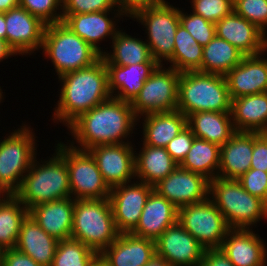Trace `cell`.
Here are the masks:
<instances>
[{
	"mask_svg": "<svg viewBox=\"0 0 267 266\" xmlns=\"http://www.w3.org/2000/svg\"><path fill=\"white\" fill-rule=\"evenodd\" d=\"M137 122L130 102L111 97L81 114L68 126V131L70 129L71 136L79 146L73 140L70 145L89 150L97 145L131 143L126 138L136 129Z\"/></svg>",
	"mask_w": 267,
	"mask_h": 266,
	"instance_id": "obj_1",
	"label": "cell"
},
{
	"mask_svg": "<svg viewBox=\"0 0 267 266\" xmlns=\"http://www.w3.org/2000/svg\"><path fill=\"white\" fill-rule=\"evenodd\" d=\"M58 79L62 87L57 107L53 108L54 123L58 120L68 127L81 114L112 97L102 57L93 65L66 73Z\"/></svg>",
	"mask_w": 267,
	"mask_h": 266,
	"instance_id": "obj_2",
	"label": "cell"
},
{
	"mask_svg": "<svg viewBox=\"0 0 267 266\" xmlns=\"http://www.w3.org/2000/svg\"><path fill=\"white\" fill-rule=\"evenodd\" d=\"M41 162L34 158L14 194L28 210L41 203L71 197L65 159L55 150L52 157Z\"/></svg>",
	"mask_w": 267,
	"mask_h": 266,
	"instance_id": "obj_3",
	"label": "cell"
},
{
	"mask_svg": "<svg viewBox=\"0 0 267 266\" xmlns=\"http://www.w3.org/2000/svg\"><path fill=\"white\" fill-rule=\"evenodd\" d=\"M176 110L186 117L202 111L231 112L225 76L199 71L180 73Z\"/></svg>",
	"mask_w": 267,
	"mask_h": 266,
	"instance_id": "obj_4",
	"label": "cell"
},
{
	"mask_svg": "<svg viewBox=\"0 0 267 266\" xmlns=\"http://www.w3.org/2000/svg\"><path fill=\"white\" fill-rule=\"evenodd\" d=\"M209 199L230 229H250L267 220V203L247 192L237 180L216 177L209 182Z\"/></svg>",
	"mask_w": 267,
	"mask_h": 266,
	"instance_id": "obj_5",
	"label": "cell"
},
{
	"mask_svg": "<svg viewBox=\"0 0 267 266\" xmlns=\"http://www.w3.org/2000/svg\"><path fill=\"white\" fill-rule=\"evenodd\" d=\"M109 198L74 200L70 238L100 254L119 236Z\"/></svg>",
	"mask_w": 267,
	"mask_h": 266,
	"instance_id": "obj_6",
	"label": "cell"
},
{
	"mask_svg": "<svg viewBox=\"0 0 267 266\" xmlns=\"http://www.w3.org/2000/svg\"><path fill=\"white\" fill-rule=\"evenodd\" d=\"M42 49L54 65L58 77L89 67L101 58L95 49L62 21L46 25Z\"/></svg>",
	"mask_w": 267,
	"mask_h": 266,
	"instance_id": "obj_7",
	"label": "cell"
},
{
	"mask_svg": "<svg viewBox=\"0 0 267 266\" xmlns=\"http://www.w3.org/2000/svg\"><path fill=\"white\" fill-rule=\"evenodd\" d=\"M28 124L0 140V195H14L37 157L35 133ZM36 146V147H35Z\"/></svg>",
	"mask_w": 267,
	"mask_h": 266,
	"instance_id": "obj_8",
	"label": "cell"
},
{
	"mask_svg": "<svg viewBox=\"0 0 267 266\" xmlns=\"http://www.w3.org/2000/svg\"><path fill=\"white\" fill-rule=\"evenodd\" d=\"M56 145L55 150L67 164L71 197L74 200L109 198L111 189L105 183L91 153L61 141Z\"/></svg>",
	"mask_w": 267,
	"mask_h": 266,
	"instance_id": "obj_9",
	"label": "cell"
},
{
	"mask_svg": "<svg viewBox=\"0 0 267 266\" xmlns=\"http://www.w3.org/2000/svg\"><path fill=\"white\" fill-rule=\"evenodd\" d=\"M144 25L152 58L158 63L168 61L173 56L174 41L179 21V8L168 1L137 12L132 19Z\"/></svg>",
	"mask_w": 267,
	"mask_h": 266,
	"instance_id": "obj_10",
	"label": "cell"
},
{
	"mask_svg": "<svg viewBox=\"0 0 267 266\" xmlns=\"http://www.w3.org/2000/svg\"><path fill=\"white\" fill-rule=\"evenodd\" d=\"M159 64L145 81L139 94L131 102L138 121L141 116L175 111L178 104V81L180 72ZM140 118V119H139Z\"/></svg>",
	"mask_w": 267,
	"mask_h": 266,
	"instance_id": "obj_11",
	"label": "cell"
},
{
	"mask_svg": "<svg viewBox=\"0 0 267 266\" xmlns=\"http://www.w3.org/2000/svg\"><path fill=\"white\" fill-rule=\"evenodd\" d=\"M178 223L205 249L220 248L230 230L224 216L209 198L178 208Z\"/></svg>",
	"mask_w": 267,
	"mask_h": 266,
	"instance_id": "obj_12",
	"label": "cell"
},
{
	"mask_svg": "<svg viewBox=\"0 0 267 266\" xmlns=\"http://www.w3.org/2000/svg\"><path fill=\"white\" fill-rule=\"evenodd\" d=\"M154 187L133 180L111 188L109 200L117 231L131 233L139 223L141 213Z\"/></svg>",
	"mask_w": 267,
	"mask_h": 266,
	"instance_id": "obj_13",
	"label": "cell"
},
{
	"mask_svg": "<svg viewBox=\"0 0 267 266\" xmlns=\"http://www.w3.org/2000/svg\"><path fill=\"white\" fill-rule=\"evenodd\" d=\"M133 147L132 143L107 144L97 145L88 150L110 189L133 182L131 179H135L136 151Z\"/></svg>",
	"mask_w": 267,
	"mask_h": 266,
	"instance_id": "obj_14",
	"label": "cell"
},
{
	"mask_svg": "<svg viewBox=\"0 0 267 266\" xmlns=\"http://www.w3.org/2000/svg\"><path fill=\"white\" fill-rule=\"evenodd\" d=\"M209 180L204 176L178 167L154 186L162 197L177 208L197 204L209 198Z\"/></svg>",
	"mask_w": 267,
	"mask_h": 266,
	"instance_id": "obj_15",
	"label": "cell"
},
{
	"mask_svg": "<svg viewBox=\"0 0 267 266\" xmlns=\"http://www.w3.org/2000/svg\"><path fill=\"white\" fill-rule=\"evenodd\" d=\"M5 22L6 41L17 54L31 55L42 48L47 24L40 18L18 6L5 12Z\"/></svg>",
	"mask_w": 267,
	"mask_h": 266,
	"instance_id": "obj_16",
	"label": "cell"
},
{
	"mask_svg": "<svg viewBox=\"0 0 267 266\" xmlns=\"http://www.w3.org/2000/svg\"><path fill=\"white\" fill-rule=\"evenodd\" d=\"M156 255L171 266H197L205 248L178 222L155 240Z\"/></svg>",
	"mask_w": 267,
	"mask_h": 266,
	"instance_id": "obj_17",
	"label": "cell"
},
{
	"mask_svg": "<svg viewBox=\"0 0 267 266\" xmlns=\"http://www.w3.org/2000/svg\"><path fill=\"white\" fill-rule=\"evenodd\" d=\"M110 12L112 13V11H101L62 14V22L102 56L106 51H103L98 44L103 41L102 39H106V37L112 38V40L115 38L118 28L113 20L121 16L122 19L124 17L120 10H117V13L114 10L113 14L115 16L110 18Z\"/></svg>",
	"mask_w": 267,
	"mask_h": 266,
	"instance_id": "obj_18",
	"label": "cell"
},
{
	"mask_svg": "<svg viewBox=\"0 0 267 266\" xmlns=\"http://www.w3.org/2000/svg\"><path fill=\"white\" fill-rule=\"evenodd\" d=\"M260 55L263 56L264 53L244 56L242 61L225 75L231 100L267 92V58Z\"/></svg>",
	"mask_w": 267,
	"mask_h": 266,
	"instance_id": "obj_19",
	"label": "cell"
},
{
	"mask_svg": "<svg viewBox=\"0 0 267 266\" xmlns=\"http://www.w3.org/2000/svg\"><path fill=\"white\" fill-rule=\"evenodd\" d=\"M216 36L226 40L245 56L266 51V35L234 11L215 23Z\"/></svg>",
	"mask_w": 267,
	"mask_h": 266,
	"instance_id": "obj_20",
	"label": "cell"
},
{
	"mask_svg": "<svg viewBox=\"0 0 267 266\" xmlns=\"http://www.w3.org/2000/svg\"><path fill=\"white\" fill-rule=\"evenodd\" d=\"M220 249L234 266H265L266 243L252 229H230Z\"/></svg>",
	"mask_w": 267,
	"mask_h": 266,
	"instance_id": "obj_21",
	"label": "cell"
},
{
	"mask_svg": "<svg viewBox=\"0 0 267 266\" xmlns=\"http://www.w3.org/2000/svg\"><path fill=\"white\" fill-rule=\"evenodd\" d=\"M155 254L154 240L121 233L99 256L107 266H144Z\"/></svg>",
	"mask_w": 267,
	"mask_h": 266,
	"instance_id": "obj_22",
	"label": "cell"
},
{
	"mask_svg": "<svg viewBox=\"0 0 267 266\" xmlns=\"http://www.w3.org/2000/svg\"><path fill=\"white\" fill-rule=\"evenodd\" d=\"M158 65L157 62H144L127 66L105 64L111 96L131 103Z\"/></svg>",
	"mask_w": 267,
	"mask_h": 266,
	"instance_id": "obj_23",
	"label": "cell"
},
{
	"mask_svg": "<svg viewBox=\"0 0 267 266\" xmlns=\"http://www.w3.org/2000/svg\"><path fill=\"white\" fill-rule=\"evenodd\" d=\"M177 222L178 208L153 189L147 198L139 223L131 233L155 241L168 227Z\"/></svg>",
	"mask_w": 267,
	"mask_h": 266,
	"instance_id": "obj_24",
	"label": "cell"
},
{
	"mask_svg": "<svg viewBox=\"0 0 267 266\" xmlns=\"http://www.w3.org/2000/svg\"><path fill=\"white\" fill-rule=\"evenodd\" d=\"M74 213V199L67 197L45 202L29 209V215L48 234L57 240L71 236Z\"/></svg>",
	"mask_w": 267,
	"mask_h": 266,
	"instance_id": "obj_25",
	"label": "cell"
},
{
	"mask_svg": "<svg viewBox=\"0 0 267 266\" xmlns=\"http://www.w3.org/2000/svg\"><path fill=\"white\" fill-rule=\"evenodd\" d=\"M254 132H236L224 145L220 146L218 177L237 180L251 166Z\"/></svg>",
	"mask_w": 267,
	"mask_h": 266,
	"instance_id": "obj_26",
	"label": "cell"
},
{
	"mask_svg": "<svg viewBox=\"0 0 267 266\" xmlns=\"http://www.w3.org/2000/svg\"><path fill=\"white\" fill-rule=\"evenodd\" d=\"M58 242L28 214L21 225L15 249L30 256L41 266H51Z\"/></svg>",
	"mask_w": 267,
	"mask_h": 266,
	"instance_id": "obj_27",
	"label": "cell"
},
{
	"mask_svg": "<svg viewBox=\"0 0 267 266\" xmlns=\"http://www.w3.org/2000/svg\"><path fill=\"white\" fill-rule=\"evenodd\" d=\"M231 117L236 132L267 133V92L232 99Z\"/></svg>",
	"mask_w": 267,
	"mask_h": 266,
	"instance_id": "obj_28",
	"label": "cell"
},
{
	"mask_svg": "<svg viewBox=\"0 0 267 266\" xmlns=\"http://www.w3.org/2000/svg\"><path fill=\"white\" fill-rule=\"evenodd\" d=\"M187 126L196 138L224 145L235 133L231 112L202 111L187 116Z\"/></svg>",
	"mask_w": 267,
	"mask_h": 266,
	"instance_id": "obj_29",
	"label": "cell"
},
{
	"mask_svg": "<svg viewBox=\"0 0 267 266\" xmlns=\"http://www.w3.org/2000/svg\"><path fill=\"white\" fill-rule=\"evenodd\" d=\"M134 164L135 179L152 187L178 167L166 148L150 145L140 146L139 154L135 153Z\"/></svg>",
	"mask_w": 267,
	"mask_h": 266,
	"instance_id": "obj_30",
	"label": "cell"
},
{
	"mask_svg": "<svg viewBox=\"0 0 267 266\" xmlns=\"http://www.w3.org/2000/svg\"><path fill=\"white\" fill-rule=\"evenodd\" d=\"M144 116L143 145L165 148L187 126V117L178 110Z\"/></svg>",
	"mask_w": 267,
	"mask_h": 266,
	"instance_id": "obj_31",
	"label": "cell"
},
{
	"mask_svg": "<svg viewBox=\"0 0 267 266\" xmlns=\"http://www.w3.org/2000/svg\"><path fill=\"white\" fill-rule=\"evenodd\" d=\"M112 48L113 51L109 53L107 51L101 56L105 64L127 66L144 62H156L151 56L146 41L122 32V29H118L115 38L112 40Z\"/></svg>",
	"mask_w": 267,
	"mask_h": 266,
	"instance_id": "obj_32",
	"label": "cell"
},
{
	"mask_svg": "<svg viewBox=\"0 0 267 266\" xmlns=\"http://www.w3.org/2000/svg\"><path fill=\"white\" fill-rule=\"evenodd\" d=\"M245 55L224 39L214 38L203 47L201 72L226 75Z\"/></svg>",
	"mask_w": 267,
	"mask_h": 266,
	"instance_id": "obj_33",
	"label": "cell"
},
{
	"mask_svg": "<svg viewBox=\"0 0 267 266\" xmlns=\"http://www.w3.org/2000/svg\"><path fill=\"white\" fill-rule=\"evenodd\" d=\"M219 165L220 146L195 137L191 149L179 166L211 181L218 177Z\"/></svg>",
	"mask_w": 267,
	"mask_h": 266,
	"instance_id": "obj_34",
	"label": "cell"
},
{
	"mask_svg": "<svg viewBox=\"0 0 267 266\" xmlns=\"http://www.w3.org/2000/svg\"><path fill=\"white\" fill-rule=\"evenodd\" d=\"M29 210L15 195H0V244L15 248L21 225Z\"/></svg>",
	"mask_w": 267,
	"mask_h": 266,
	"instance_id": "obj_35",
	"label": "cell"
},
{
	"mask_svg": "<svg viewBox=\"0 0 267 266\" xmlns=\"http://www.w3.org/2000/svg\"><path fill=\"white\" fill-rule=\"evenodd\" d=\"M203 58V46L190 35V33L181 25L177 27L174 41L173 56L167 61L176 71L182 73L186 71L201 72Z\"/></svg>",
	"mask_w": 267,
	"mask_h": 266,
	"instance_id": "obj_36",
	"label": "cell"
},
{
	"mask_svg": "<svg viewBox=\"0 0 267 266\" xmlns=\"http://www.w3.org/2000/svg\"><path fill=\"white\" fill-rule=\"evenodd\" d=\"M99 256L82 242L68 238L59 240L51 266H90Z\"/></svg>",
	"mask_w": 267,
	"mask_h": 266,
	"instance_id": "obj_37",
	"label": "cell"
},
{
	"mask_svg": "<svg viewBox=\"0 0 267 266\" xmlns=\"http://www.w3.org/2000/svg\"><path fill=\"white\" fill-rule=\"evenodd\" d=\"M180 24L201 46H206L216 35L215 23L204 19L193 12L188 14L179 9Z\"/></svg>",
	"mask_w": 267,
	"mask_h": 266,
	"instance_id": "obj_38",
	"label": "cell"
},
{
	"mask_svg": "<svg viewBox=\"0 0 267 266\" xmlns=\"http://www.w3.org/2000/svg\"><path fill=\"white\" fill-rule=\"evenodd\" d=\"M234 12L267 36V0H234Z\"/></svg>",
	"mask_w": 267,
	"mask_h": 266,
	"instance_id": "obj_39",
	"label": "cell"
},
{
	"mask_svg": "<svg viewBox=\"0 0 267 266\" xmlns=\"http://www.w3.org/2000/svg\"><path fill=\"white\" fill-rule=\"evenodd\" d=\"M19 6L47 25L62 21V0H19Z\"/></svg>",
	"mask_w": 267,
	"mask_h": 266,
	"instance_id": "obj_40",
	"label": "cell"
},
{
	"mask_svg": "<svg viewBox=\"0 0 267 266\" xmlns=\"http://www.w3.org/2000/svg\"><path fill=\"white\" fill-rule=\"evenodd\" d=\"M234 0H191L192 12L216 23L234 11Z\"/></svg>",
	"mask_w": 267,
	"mask_h": 266,
	"instance_id": "obj_41",
	"label": "cell"
},
{
	"mask_svg": "<svg viewBox=\"0 0 267 266\" xmlns=\"http://www.w3.org/2000/svg\"><path fill=\"white\" fill-rule=\"evenodd\" d=\"M116 0H62V14L119 10Z\"/></svg>",
	"mask_w": 267,
	"mask_h": 266,
	"instance_id": "obj_42",
	"label": "cell"
},
{
	"mask_svg": "<svg viewBox=\"0 0 267 266\" xmlns=\"http://www.w3.org/2000/svg\"><path fill=\"white\" fill-rule=\"evenodd\" d=\"M237 181L251 195L267 203V172L249 169Z\"/></svg>",
	"mask_w": 267,
	"mask_h": 266,
	"instance_id": "obj_43",
	"label": "cell"
},
{
	"mask_svg": "<svg viewBox=\"0 0 267 266\" xmlns=\"http://www.w3.org/2000/svg\"><path fill=\"white\" fill-rule=\"evenodd\" d=\"M194 138L195 136L191 129L186 126L165 147L166 151L178 165L182 163L188 151L191 149Z\"/></svg>",
	"mask_w": 267,
	"mask_h": 266,
	"instance_id": "obj_44",
	"label": "cell"
},
{
	"mask_svg": "<svg viewBox=\"0 0 267 266\" xmlns=\"http://www.w3.org/2000/svg\"><path fill=\"white\" fill-rule=\"evenodd\" d=\"M250 169L267 172V133L254 132V145Z\"/></svg>",
	"mask_w": 267,
	"mask_h": 266,
	"instance_id": "obj_45",
	"label": "cell"
},
{
	"mask_svg": "<svg viewBox=\"0 0 267 266\" xmlns=\"http://www.w3.org/2000/svg\"><path fill=\"white\" fill-rule=\"evenodd\" d=\"M167 2L166 0H116L117 8L126 17H133L137 12L155 7Z\"/></svg>",
	"mask_w": 267,
	"mask_h": 266,
	"instance_id": "obj_46",
	"label": "cell"
},
{
	"mask_svg": "<svg viewBox=\"0 0 267 266\" xmlns=\"http://www.w3.org/2000/svg\"><path fill=\"white\" fill-rule=\"evenodd\" d=\"M0 266H41L30 256L25 255L15 248L5 249L0 260Z\"/></svg>",
	"mask_w": 267,
	"mask_h": 266,
	"instance_id": "obj_47",
	"label": "cell"
},
{
	"mask_svg": "<svg viewBox=\"0 0 267 266\" xmlns=\"http://www.w3.org/2000/svg\"><path fill=\"white\" fill-rule=\"evenodd\" d=\"M197 266H234L220 248L205 249Z\"/></svg>",
	"mask_w": 267,
	"mask_h": 266,
	"instance_id": "obj_48",
	"label": "cell"
},
{
	"mask_svg": "<svg viewBox=\"0 0 267 266\" xmlns=\"http://www.w3.org/2000/svg\"><path fill=\"white\" fill-rule=\"evenodd\" d=\"M18 55L6 40L0 39V62L8 57Z\"/></svg>",
	"mask_w": 267,
	"mask_h": 266,
	"instance_id": "obj_49",
	"label": "cell"
},
{
	"mask_svg": "<svg viewBox=\"0 0 267 266\" xmlns=\"http://www.w3.org/2000/svg\"><path fill=\"white\" fill-rule=\"evenodd\" d=\"M19 6V0H0V13H5L10 9Z\"/></svg>",
	"mask_w": 267,
	"mask_h": 266,
	"instance_id": "obj_50",
	"label": "cell"
},
{
	"mask_svg": "<svg viewBox=\"0 0 267 266\" xmlns=\"http://www.w3.org/2000/svg\"><path fill=\"white\" fill-rule=\"evenodd\" d=\"M144 266H171L164 258L157 256L156 254L153 258Z\"/></svg>",
	"mask_w": 267,
	"mask_h": 266,
	"instance_id": "obj_51",
	"label": "cell"
},
{
	"mask_svg": "<svg viewBox=\"0 0 267 266\" xmlns=\"http://www.w3.org/2000/svg\"><path fill=\"white\" fill-rule=\"evenodd\" d=\"M0 39L6 40L5 13H0Z\"/></svg>",
	"mask_w": 267,
	"mask_h": 266,
	"instance_id": "obj_52",
	"label": "cell"
},
{
	"mask_svg": "<svg viewBox=\"0 0 267 266\" xmlns=\"http://www.w3.org/2000/svg\"><path fill=\"white\" fill-rule=\"evenodd\" d=\"M90 266H107V264L98 256Z\"/></svg>",
	"mask_w": 267,
	"mask_h": 266,
	"instance_id": "obj_53",
	"label": "cell"
},
{
	"mask_svg": "<svg viewBox=\"0 0 267 266\" xmlns=\"http://www.w3.org/2000/svg\"><path fill=\"white\" fill-rule=\"evenodd\" d=\"M4 251H5V249H4L3 246L0 244V260H1L2 256H3V254H4Z\"/></svg>",
	"mask_w": 267,
	"mask_h": 266,
	"instance_id": "obj_54",
	"label": "cell"
},
{
	"mask_svg": "<svg viewBox=\"0 0 267 266\" xmlns=\"http://www.w3.org/2000/svg\"><path fill=\"white\" fill-rule=\"evenodd\" d=\"M3 90H1V87H0V103H1V101L3 100V92H2Z\"/></svg>",
	"mask_w": 267,
	"mask_h": 266,
	"instance_id": "obj_55",
	"label": "cell"
}]
</instances>
